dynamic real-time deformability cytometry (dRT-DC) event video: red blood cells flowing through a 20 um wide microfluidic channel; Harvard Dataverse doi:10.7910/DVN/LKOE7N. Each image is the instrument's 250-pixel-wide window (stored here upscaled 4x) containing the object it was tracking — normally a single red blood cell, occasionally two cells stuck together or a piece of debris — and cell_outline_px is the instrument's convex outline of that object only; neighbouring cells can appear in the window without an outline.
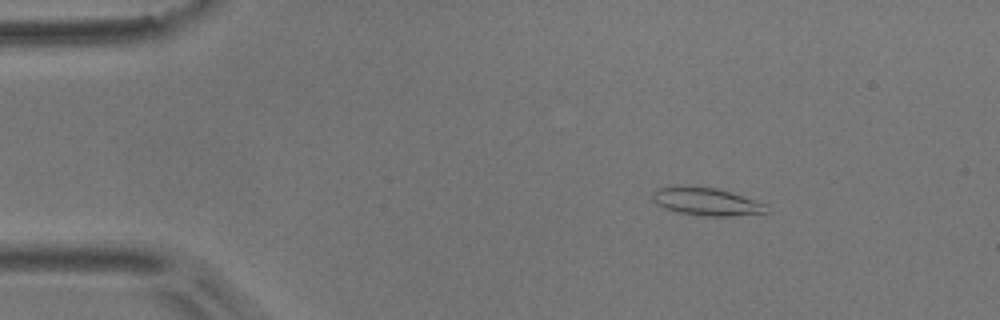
{"species": "common noctule bat (a hibernating species)", "species_latin": "Nyctalus noctula", "temperature_condition": "room temperature", "stored_images_in_passage": 51, "camera_frame_rate_fps": 3000, "um_per_image_px": 0.085, "animal": {"sex": "male", "body_mass_g": 17.9}, "frame": {"image": 1, "passage_image": 5, "time_ms": 1.333, "image_size_px": [1000, 320], "cell_outline_px": [[768, 212], [732, 216], [704, 216], [676, 212], [664, 208], [656, 204], [652, 200], [652, 192], [656, 188], [676, 184], [688, 184], [716, 188], [768, 204]], "centroid_in_image_um": [59.96, 17.1], "position_along_channel_um": 25.0, "area_um2": 19.02}}
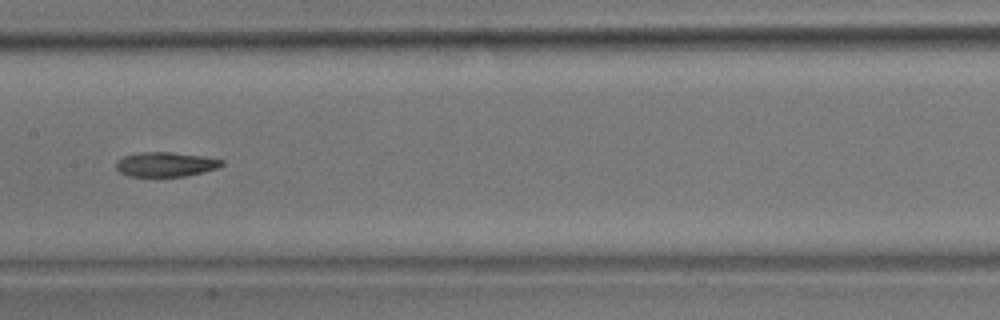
{"frame": {"image": 2, "passage_image": 24, "time_ms": 7.667, "image_size_px": [1000, 320], "cell_outline_px": [[224, 164], [216, 168], [204, 172], [184, 176], [128, 176], [120, 172], [116, 168], [116, 160], [124, 156], [136, 152], [172, 152], [204, 156], [224, 160]], "centroid_in_image_um": [14.07, 13.96], "position_along_channel_um": 193.3, "area_um2": 15.2}}
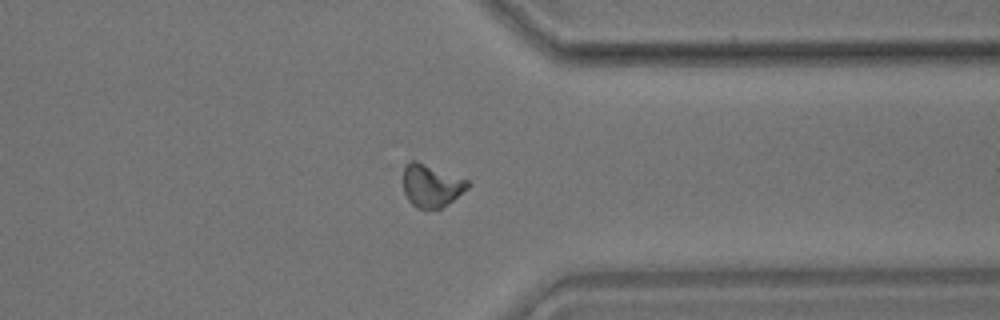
{"frame": {"image": 3, "passage_image": 39, "time_ms": 12.667, "image_size_px": [1000, 320], "cell_outline_px": [[468, 188], [448, 204], [440, 208], [416, 208], [408, 200], [404, 192], [404, 164], [408, 160], [416, 160], [468, 180]], "centroid_in_image_um": [36.63, 15.76], "position_along_channel_um": 374.8, "area_um2": 15.95}, "authors_computed_cell_mechanics": {"area_um2": 15.7216, "velocity_mm_per_s": 3.7066, "shape_relaxation_time_tau1_ms": 6.2674, "shape_relaxation_time_tau2_ms": 4.1955, "deformation_change_tau1": 0.1831, "deformation_change_tau2": 0.0986}}